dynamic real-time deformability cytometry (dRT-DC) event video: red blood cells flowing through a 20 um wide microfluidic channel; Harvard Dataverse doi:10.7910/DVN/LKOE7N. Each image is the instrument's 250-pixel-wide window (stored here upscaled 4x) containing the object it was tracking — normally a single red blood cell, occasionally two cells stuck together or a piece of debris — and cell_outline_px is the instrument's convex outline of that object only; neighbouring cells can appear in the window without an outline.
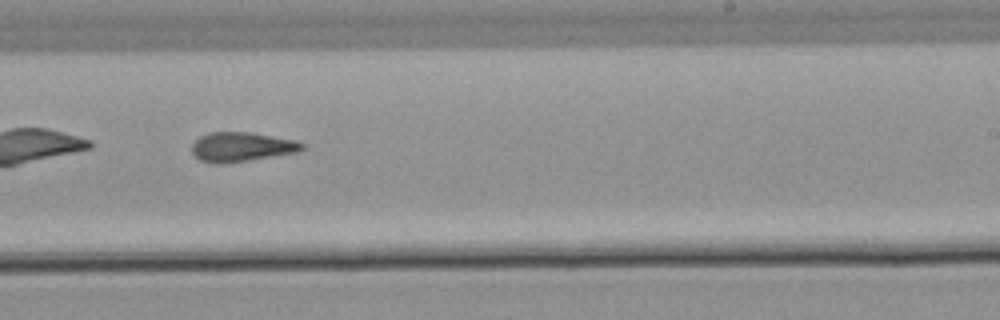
{"species": "common noctule bat (a hibernating species)", "species_latin": "Nyctalus noctula", "temperature_condition": "warm", "stored_images_in_passage": 9, "camera_frame_rate_fps": 3000, "um_per_image_px": 0.085, "animal": {"sex": "male", "body_mass_g": 21.5, "forearm_length_mm": 52.0}, "frame": {"image": 1, "passage_image": 8, "time_ms": 10.0, "image_size_px": [1000, 320], "cell_outline_px": [[304, 148], [296, 152], [248, 160], [220, 164], [216, 164], [200, 160], [192, 152], [192, 144], [200, 136], [208, 132], [252, 132], [296, 140], [304, 144]], "centroid_in_image_um": [20.51, 12.47], "position_along_channel_um": 268.5, "area_um2": 18.79}}